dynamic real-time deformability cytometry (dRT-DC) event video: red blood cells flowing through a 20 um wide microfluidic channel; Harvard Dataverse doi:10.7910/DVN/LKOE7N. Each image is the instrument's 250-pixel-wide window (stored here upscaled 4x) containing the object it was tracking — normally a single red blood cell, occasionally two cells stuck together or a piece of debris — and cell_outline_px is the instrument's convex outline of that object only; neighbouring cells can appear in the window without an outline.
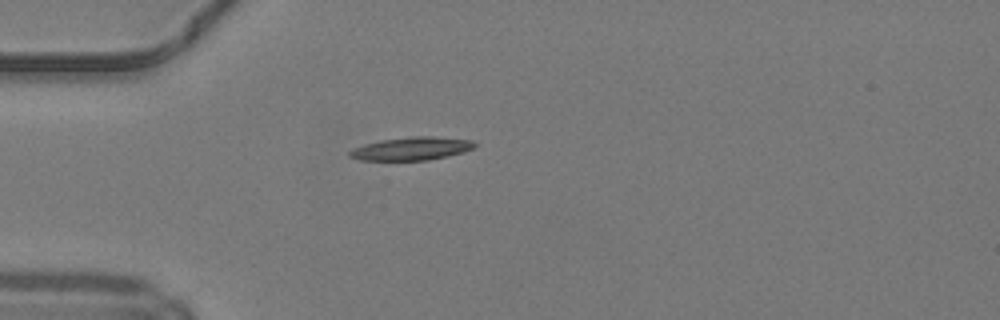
{"species": "common noctule bat (a hibernating species)", "species_latin": "Nyctalus noctula", "temperature_condition": "warm", "stored_images_in_passage": 36, "camera_frame_rate_fps": 3000, "um_per_image_px": 0.085, "animal": {"sex": "male", "body_mass_g": 19.2, "forearm_length_mm": 51.8}, "frame": {"image": 1, "passage_image": 1, "time_ms": 0.0, "image_size_px": [1000, 320], "cell_outline_px": [[476, 144], [472, 148], [464, 152], [448, 156], [428, 160], [360, 160], [348, 156], [348, 152], [352, 148], [364, 144], [380, 140], [412, 136], [432, 136], [472, 140]], "centroid_in_image_um": [34.95, 12.63], "position_along_channel_um": 50.1, "area_um2": 16.88}}
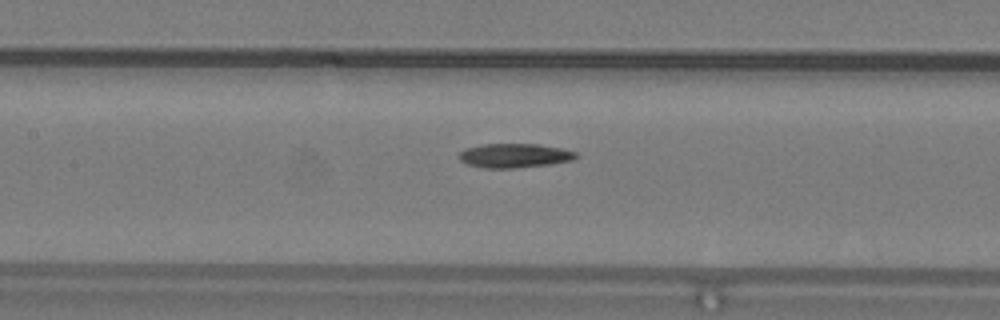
{"frame": {"image": 2, "passage_image": 10, "time_ms": 3.0, "image_size_px": [1000, 320], "cell_outline_px": [[580, 156], [572, 160], [548, 164], [512, 168], [484, 168], [468, 164], [460, 160], [460, 152], [468, 148], [484, 144], [536, 144], [560, 148], [576, 152]], "centroid_in_image_um": [43.75, 13.22], "position_along_channel_um": 163.6, "area_um2": 16.18}}
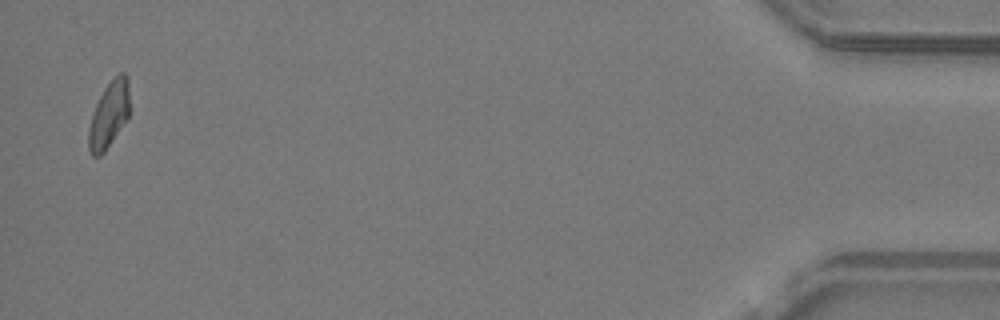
{"frame": {"image": 3, "passage_image": 35, "time_ms": 11.333, "image_size_px": [1000, 320], "cell_outline_px": [[128, 116], [104, 152], [100, 156], [92, 156], [88, 148], [88, 128], [92, 112], [104, 88], [120, 72], [124, 72], [128, 76]], "centroid_in_image_um": [9.23, 9.75], "position_along_channel_um": 426.0, "area_um2": 15.49}, "authors_computed_cell_mechanics": {"area_um2": 16.5308, "velocity_mm_per_s": 4.2353, "shape_relaxation_time_tau1_ms": 5.3439, "shape_relaxation_time_tau2_ms": null, "deformation_change_tau1": 0.1914, "deformation_change_tau2": null}}